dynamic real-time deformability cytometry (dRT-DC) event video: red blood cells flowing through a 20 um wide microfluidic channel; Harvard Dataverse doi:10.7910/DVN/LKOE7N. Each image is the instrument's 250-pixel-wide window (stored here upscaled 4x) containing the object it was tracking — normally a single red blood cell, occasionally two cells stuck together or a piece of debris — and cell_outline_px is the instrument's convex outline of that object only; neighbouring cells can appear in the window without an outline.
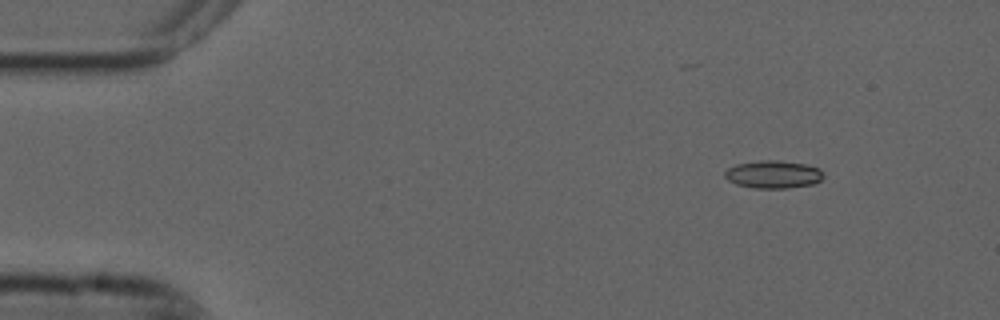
{"species": "common noctule bat (a hibernating species)", "species_latin": "Nyctalus noctula", "temperature_condition": "cold", "stored_images_in_passage": 5, "camera_frame_rate_fps": 3000, "um_per_image_px": 0.085, "animal": {"sex": "male", "forearm_length_mm": 52.5}, "frame": {"image": 1, "passage_image": 2, "time_ms": 0.333, "image_size_px": [1000, 320], "cell_outline_px": [[824, 176], [820, 180], [812, 184], [788, 188], [752, 188], [736, 184], [728, 180], [724, 176], [724, 172], [728, 168], [736, 164], [760, 160], [780, 160], [804, 164], [820, 168], [824, 172]], "centroid_in_image_um": [65.72, 14.82], "position_along_channel_um": 19.3, "area_um2": 16.07}}